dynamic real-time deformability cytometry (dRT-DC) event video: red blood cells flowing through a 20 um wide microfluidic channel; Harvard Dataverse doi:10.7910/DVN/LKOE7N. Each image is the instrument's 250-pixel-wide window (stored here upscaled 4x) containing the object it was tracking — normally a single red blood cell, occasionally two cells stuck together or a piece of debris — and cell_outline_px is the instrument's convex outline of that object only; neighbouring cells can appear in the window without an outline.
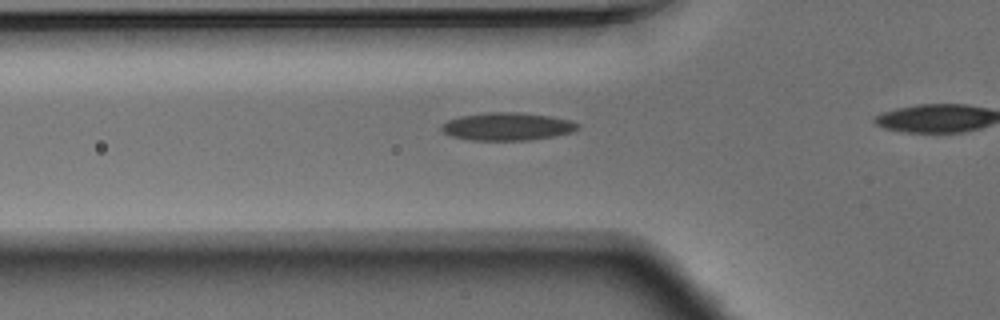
{"species": "Egyptian fruit bat (a non-hibernating species)", "species_latin": "Rousettus aegyptiacus", "temperature_condition": "warm", "stored_images_in_passage": 27, "camera_frame_rate_fps": 3000, "um_per_image_px": 0.085, "animal": {"sex": "male"}, "frame": {"image": 1, "passage_image": 5, "time_ms": 1.333, "image_size_px": [1000, 320], "cell_outline_px": [[580, 128], [572, 132], [552, 136], [528, 140], [472, 140], [452, 136], [444, 132], [440, 128], [440, 124], [448, 120], [460, 116], [488, 112], [516, 112], [552, 116], [568, 120], [580, 124]], "centroid_in_image_um": [43.11, 10.74], "position_along_channel_um": 82.7, "area_um2": 22.02}}
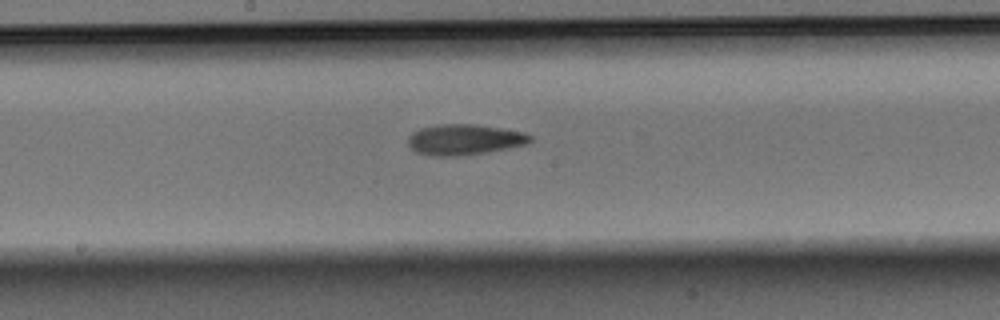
{"frame": {"image": 2, "passage_image": 14, "time_ms": 4.333, "image_size_px": [1000, 320], "cell_outline_px": [[532, 140], [524, 144], [508, 148], [488, 152], [464, 156], [432, 156], [416, 152], [408, 144], [408, 136], [412, 132], [420, 128], [436, 124], [472, 124], [500, 128], [524, 132], [532, 136]], "centroid_in_image_um": [39.44, 11.87], "position_along_channel_um": 208.8, "area_um2": 21.91}}
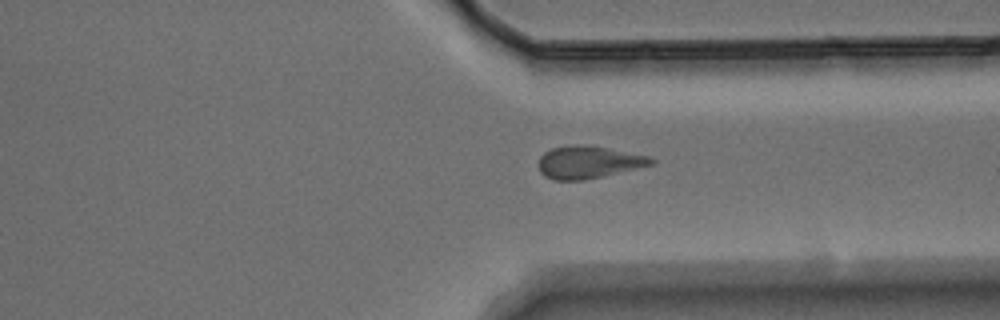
{"frame": {"image": 3, "passage_image": 25, "time_ms": 8.0, "image_size_px": [1000, 320], "cell_outline_px": [[656, 164], [604, 176], [584, 180], [552, 180], [544, 176], [540, 172], [536, 164], [540, 156], [544, 152], [552, 148], [572, 144], [584, 144], [608, 148], [648, 156], [656, 160]], "centroid_in_image_um": [49.99, 13.79], "position_along_channel_um": 361.4, "area_um2": 21.68}}